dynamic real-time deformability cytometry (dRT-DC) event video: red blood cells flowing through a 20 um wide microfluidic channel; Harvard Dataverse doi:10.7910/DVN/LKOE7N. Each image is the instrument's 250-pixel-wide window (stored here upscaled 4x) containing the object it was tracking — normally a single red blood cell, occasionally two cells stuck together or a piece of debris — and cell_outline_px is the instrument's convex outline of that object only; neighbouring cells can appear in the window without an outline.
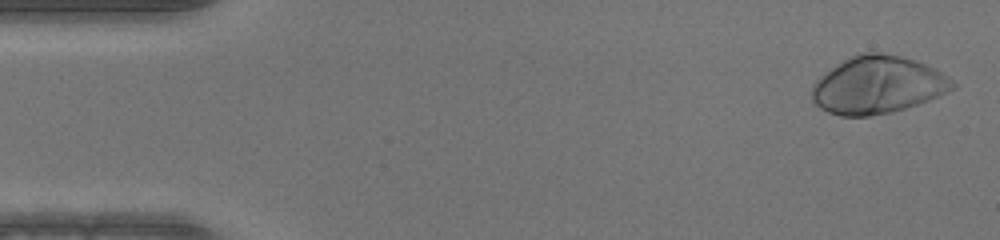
{"species": "human", "species_latin": "Homo sapiens", "temperature_condition": "warm", "stored_images_in_passage": 50, "camera_frame_rate_fps": 3000, "um_per_image_px": 0.085, "donor": {"sex": "male"}, "frame": {"image": 1, "passage_image": 2, "time_ms": 0.333, "image_size_px": [1000, 240], "cell_outline_px": [[956, 84], [952, 88], [928, 100], [892, 112], [868, 116], [840, 116], [828, 112], [820, 108], [812, 100], [812, 88], [816, 80], [824, 72], [836, 64], [860, 52], [880, 52], [900, 56], [916, 60], [948, 76]], "centroid_in_image_um": [74.55, 7.22], "position_along_channel_um": 10.5, "area_um2": 46.7}}
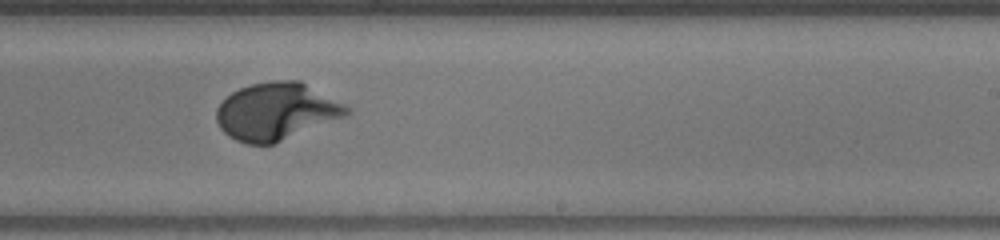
{"frame": {"image": 2, "passage_image": 30, "time_ms": 9.667, "image_size_px": [1000, 240], "cell_outline_px": [[352, 112], [344, 116], [272, 144], [248, 144], [236, 140], [228, 136], [220, 128], [216, 120], [216, 108], [232, 92], [240, 88], [252, 84], [272, 80], [300, 80], [352, 108]], "centroid_in_image_um": [23.48, 9.46], "position_along_channel_um": 265.5, "area_um2": 43.12}}
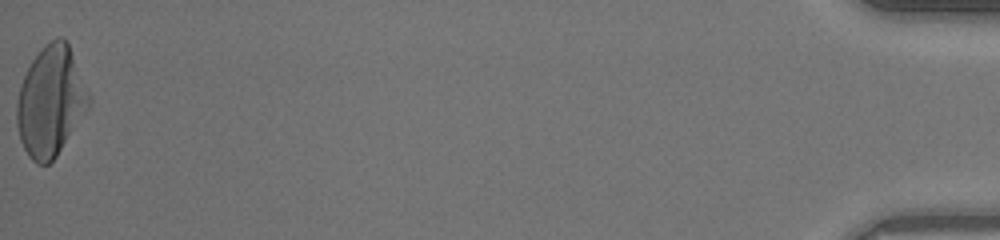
{"frame": {"image": 3, "passage_image": 50, "time_ms": 16.333, "image_size_px": [1000, 240], "cell_outline_px": [[92, 96], [88, 108], [56, 156], [48, 164], [36, 164], [28, 156], [20, 140], [16, 124], [16, 104], [20, 84], [32, 60], [44, 44], [60, 36], [68, 44]], "centroid_in_image_um": [4.3, 8.61], "position_along_channel_um": 430.9, "area_um2": 46.01}}